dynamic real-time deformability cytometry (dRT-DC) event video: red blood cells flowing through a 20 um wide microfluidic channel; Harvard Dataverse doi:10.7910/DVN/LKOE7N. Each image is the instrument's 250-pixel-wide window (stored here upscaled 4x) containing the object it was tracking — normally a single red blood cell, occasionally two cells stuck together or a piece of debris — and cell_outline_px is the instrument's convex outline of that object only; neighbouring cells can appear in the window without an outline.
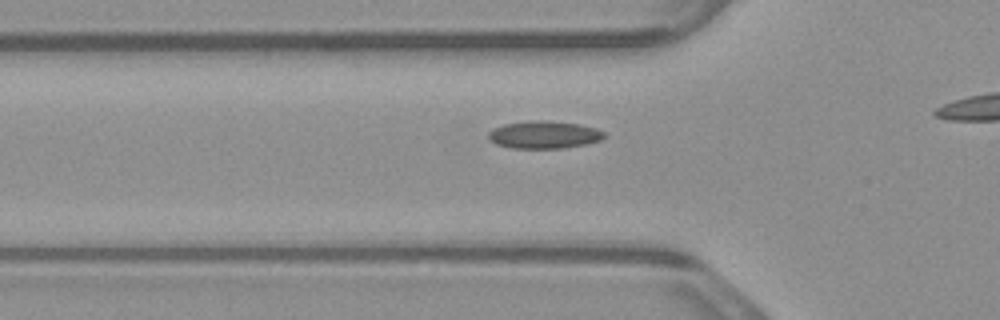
{"species": "common noctule bat (a hibernating species)", "species_latin": "Nyctalus noctula", "temperature_condition": "warm", "stored_images_in_passage": 18, "camera_frame_rate_fps": 3000, "um_per_image_px": 0.085, "animal": {"sex": "male", "body_mass_g": 23.1, "forearm_length_mm": 52.7}, "frame": {"image": 1, "passage_image": 6, "time_ms": 1.667, "image_size_px": [1000, 320], "cell_outline_px": [[604, 136], [600, 140], [584, 144], [564, 148], [512, 148], [496, 144], [488, 140], [488, 132], [492, 128], [504, 124], [532, 120], [540, 120], [580, 124], [596, 128], [604, 132]], "centroid_in_image_um": [46.2, 11.45], "position_along_channel_um": 79.6, "area_um2": 18.55}}
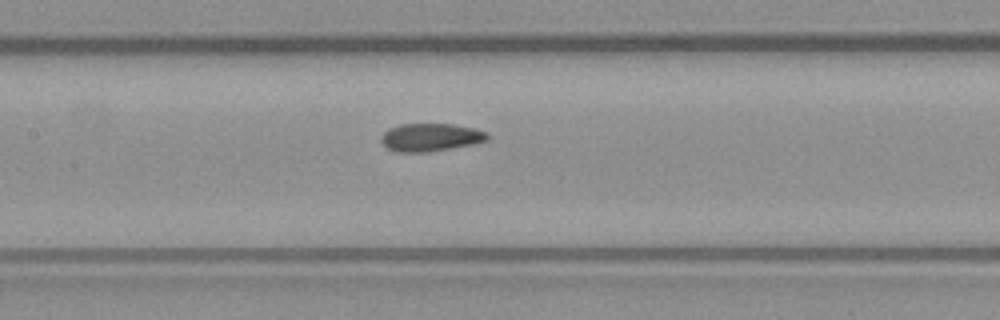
{"frame": {"image": 2, "passage_image": 13, "time_ms": 4.0, "image_size_px": [1000, 320], "cell_outline_px": [[488, 140], [472, 144], [428, 152], [396, 152], [388, 148], [380, 140], [380, 136], [388, 128], [400, 124], [452, 124], [472, 128], [488, 132]], "centroid_in_image_um": [36.56, 11.67], "position_along_channel_um": 170.8, "area_um2": 17.22}}
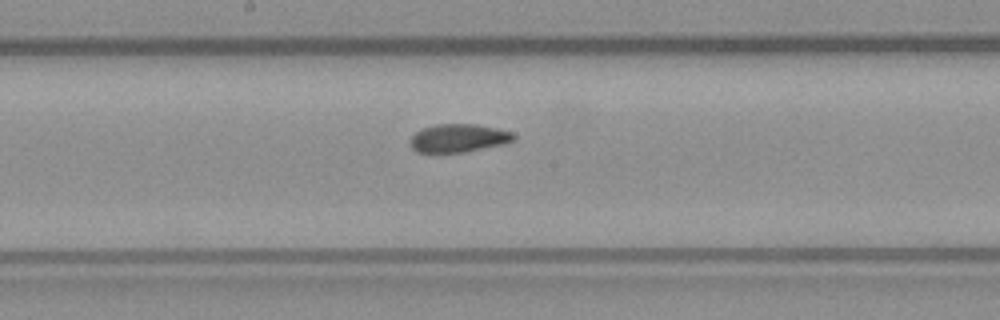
{"frame": {"image": 3, "passage_image": 16, "time_ms": 5.0, "image_size_px": [1000, 320], "cell_outline_px": [[516, 140], [504, 144], [464, 152], [416, 152], [412, 148], [408, 140], [416, 132], [424, 128], [436, 124], [476, 124], [496, 128], [512, 132], [516, 136]], "centroid_in_image_um": [38.98, 11.74], "position_along_channel_um": 209.2, "area_um2": 17.05}}